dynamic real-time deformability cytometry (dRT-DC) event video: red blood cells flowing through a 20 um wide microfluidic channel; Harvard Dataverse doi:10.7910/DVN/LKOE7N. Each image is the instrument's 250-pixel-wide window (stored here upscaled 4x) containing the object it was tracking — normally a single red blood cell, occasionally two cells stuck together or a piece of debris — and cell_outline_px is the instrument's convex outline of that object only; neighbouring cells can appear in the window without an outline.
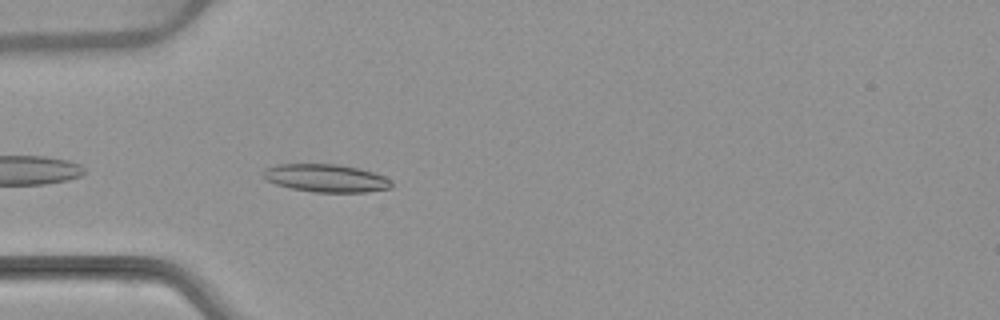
{"species": "common noctule bat (a hibernating species)", "species_latin": "Nyctalus noctula", "temperature_condition": "warm", "stored_images_in_passage": 5, "camera_frame_rate_fps": 3000, "um_per_image_px": 0.085, "animal": {"sex": "female", "body_mass_g": 22.7, "forearm_length_mm": 54.2}, "frame": {"image": 1, "passage_image": 2, "time_ms": 0.333, "image_size_px": [1000, 320], "cell_outline_px": [[392, 188], [368, 192], [312, 192], [292, 188], [276, 184], [268, 180], [264, 176], [264, 168], [276, 164], [336, 164], [360, 168], [384, 176], [392, 180]], "centroid_in_image_um": [27.75, 15.14], "position_along_channel_um": 57.3, "area_um2": 20.87}}